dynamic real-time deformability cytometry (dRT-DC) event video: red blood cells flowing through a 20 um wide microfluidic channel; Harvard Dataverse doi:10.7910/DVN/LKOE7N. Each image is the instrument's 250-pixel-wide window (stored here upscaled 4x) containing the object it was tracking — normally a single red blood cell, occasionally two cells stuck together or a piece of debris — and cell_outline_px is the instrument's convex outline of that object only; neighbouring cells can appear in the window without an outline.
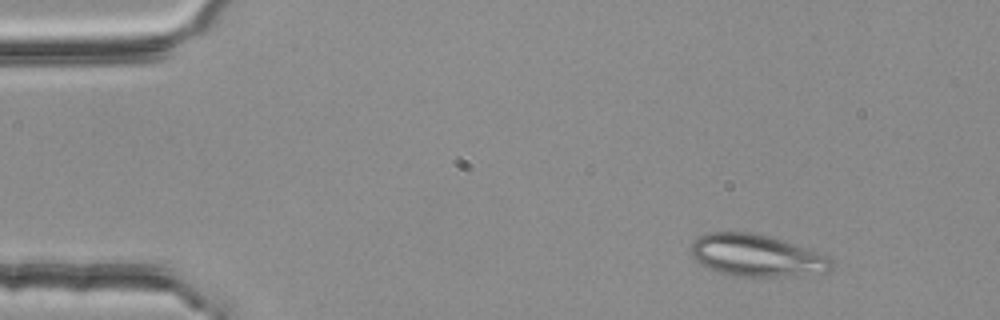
{"species": "common noctule bat (a hibernating species)", "species_latin": "Nyctalus noctula", "temperature_condition": "room temperature", "stored_images_in_passage": 3, "camera_frame_rate_fps": 3000, "um_per_image_px": 0.085, "animal": {"sex": "female", "body_mass_g": 25.1}, "frame": {"image": 1, "passage_image": 1, "time_ms": 0.0, "image_size_px": [1000, 320], "cell_outline_px": [[832, 268], [824, 272], [792, 276], [736, 276], [720, 272], [708, 268], [700, 264], [692, 256], [692, 244], [700, 236], [708, 232], [748, 232], [768, 236], [784, 240], [828, 256], [832, 260]], "centroid_in_image_um": [64.31, 21.72], "position_along_channel_um": 20.7, "area_um2": 34.04}}